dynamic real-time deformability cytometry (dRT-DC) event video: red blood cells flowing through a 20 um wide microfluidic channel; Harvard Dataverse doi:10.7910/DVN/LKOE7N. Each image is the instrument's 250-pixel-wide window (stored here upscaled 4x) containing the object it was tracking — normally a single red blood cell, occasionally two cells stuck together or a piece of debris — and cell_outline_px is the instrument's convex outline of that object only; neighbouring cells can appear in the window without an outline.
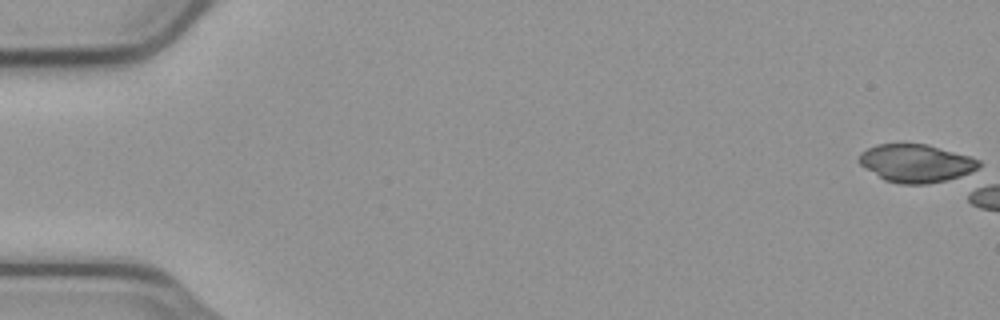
{"species": "common noctule bat (a hibernating species)", "species_latin": "Nyctalus noctula", "temperature_condition": "cold", "stored_images_in_passage": 6, "camera_frame_rate_fps": 3000, "um_per_image_px": 0.085, "animal": {"sex": "male", "body_mass_g": 23.1, "forearm_length_mm": 52.7}, "frame": {"image": 1, "passage_image": 1, "time_ms": 0.0, "image_size_px": [1000, 320], "cell_outline_px": [[980, 168], [960, 176], [928, 184], [900, 184], [884, 180], [860, 164], [856, 160], [860, 152], [876, 144], [928, 144], [968, 156], [980, 160]], "centroid_in_image_um": [77.83, 13.87], "position_along_channel_um": 7.2, "area_um2": 26.47}}